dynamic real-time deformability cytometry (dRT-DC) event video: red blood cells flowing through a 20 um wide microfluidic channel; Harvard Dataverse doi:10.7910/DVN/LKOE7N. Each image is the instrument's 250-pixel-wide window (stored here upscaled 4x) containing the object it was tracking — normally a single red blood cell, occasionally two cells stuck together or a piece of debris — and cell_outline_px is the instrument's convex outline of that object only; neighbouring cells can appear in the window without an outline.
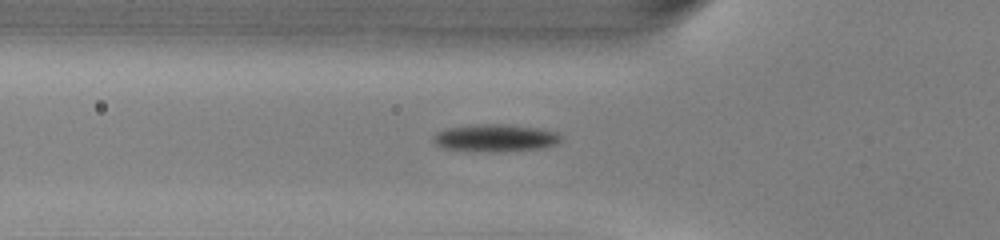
{"species": "common noctule bat (a hibernating species)", "species_latin": "Nyctalus noctula", "temperature_condition": "warm", "stored_images_in_passage": 35, "camera_frame_rate_fps": 3000, "um_per_image_px": 0.085, "animal": {"sex": "male", "body_mass_g": 13.0, "forearm_length_mm": 53.1}, "frame": {"image": 1, "passage_image": 7, "time_ms": 2.0, "image_size_px": [1000, 240], "cell_outline_px": [[564, 140], [556, 144], [544, 148], [496, 152], [492, 152], [444, 148], [436, 144], [432, 140], [432, 136], [436, 132], [444, 128], [476, 124], [500, 124], [536, 128], [556, 132]], "centroid_in_image_um": [42.08, 11.73], "position_along_channel_um": 83.7, "area_um2": 20.4}}
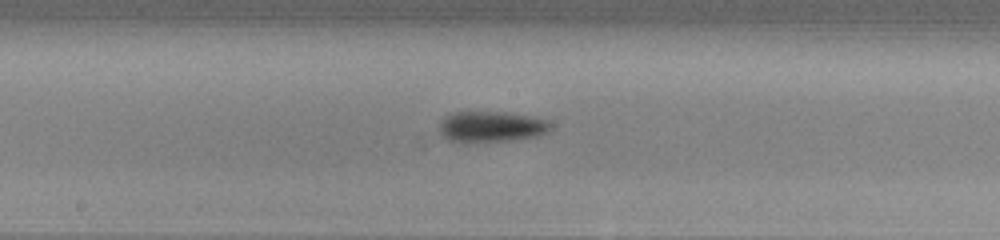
{"frame": {"image": 2, "passage_image": 16, "time_ms": 5.0, "image_size_px": [1000, 240], "cell_outline_px": [[552, 128], [548, 132], [536, 136], [512, 140], [464, 144], [448, 140], [440, 136], [440, 124], [444, 116], [452, 112], [504, 112], [528, 116], [544, 120], [552, 124]], "centroid_in_image_um": [41.69, 10.8], "position_along_channel_um": 206.5, "area_um2": 20.35}}
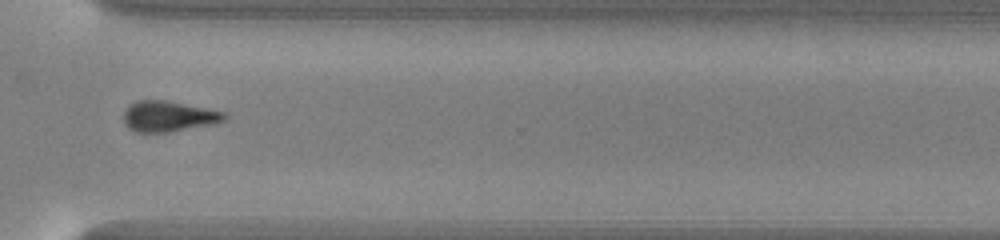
{"frame": {"image": 3, "passage_image": 27, "time_ms": 8.667, "image_size_px": [1000, 240], "cell_outline_px": [[228, 116], [224, 120], [212, 124], [168, 132], [136, 132], [128, 128], [124, 124], [124, 112], [128, 104], [136, 100], [164, 100], [224, 112]], "centroid_in_image_um": [14.26, 9.88], "position_along_channel_um": 356.3, "area_um2": 17.86}, "authors_computed_cell_mechanics": {"area_um2": 19.3052, "velocity_mm_per_s": 4.0893, "shape_relaxation_time_tau1_ms": 2.3459, "shape_relaxation_time_tau2_ms": null, "deformation_change_tau1": 0.1206, "deformation_change_tau2": null}}